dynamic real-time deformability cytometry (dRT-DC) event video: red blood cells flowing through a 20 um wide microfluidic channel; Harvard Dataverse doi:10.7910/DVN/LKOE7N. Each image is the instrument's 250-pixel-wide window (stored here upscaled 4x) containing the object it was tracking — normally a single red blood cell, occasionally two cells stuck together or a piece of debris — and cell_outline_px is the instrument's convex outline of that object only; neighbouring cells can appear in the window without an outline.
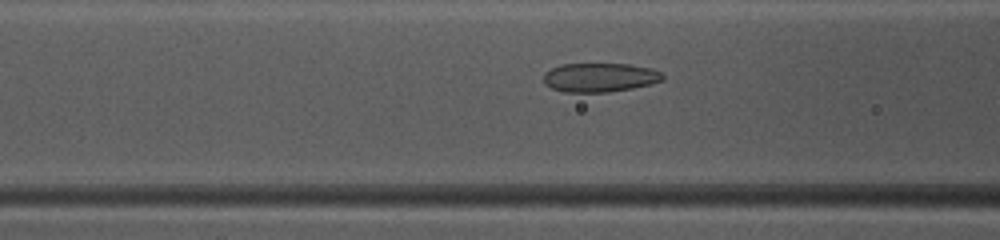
{"species": "common noctule bat (a hibernating species)", "species_latin": "Nyctalus noctula", "temperature_condition": "warm", "stored_images_in_passage": 50, "camera_frame_rate_fps": 3000, "um_per_image_px": 0.085, "animal": {"sex": "female", "body_mass_g": 10.0, "forearm_length_mm": 53.1}, "frame": {"image": 1, "passage_image": 20, "time_ms": 6.333, "image_size_px": [1000, 240], "cell_outline_px": [[664, 80], [652, 84], [632, 88], [608, 92], [564, 92], [552, 88], [544, 84], [544, 72], [560, 64], [628, 64], [652, 68], [660, 72], [664, 76]], "centroid_in_image_um": [50.99, 6.58], "position_along_channel_um": 115.6, "area_um2": 20.23}}
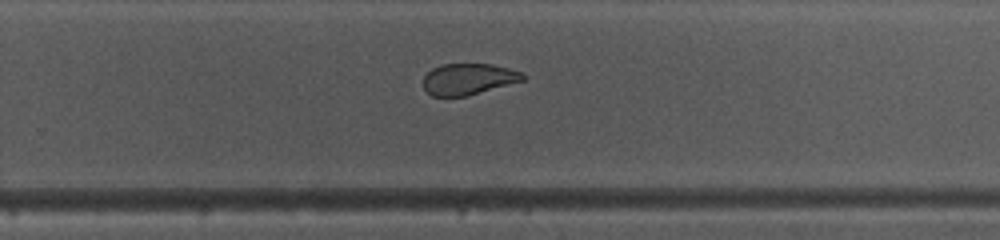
{"frame": {"image": 2, "passage_image": 33, "time_ms": 10.667, "image_size_px": [1000, 240], "cell_outline_px": [[528, 76], [524, 80], [468, 96], [432, 96], [424, 88], [424, 76], [432, 68], [440, 64], [492, 64], [508, 68], [520, 72]], "centroid_in_image_um": [39.82, 6.72], "position_along_channel_um": 290.0, "area_um2": 18.15}}
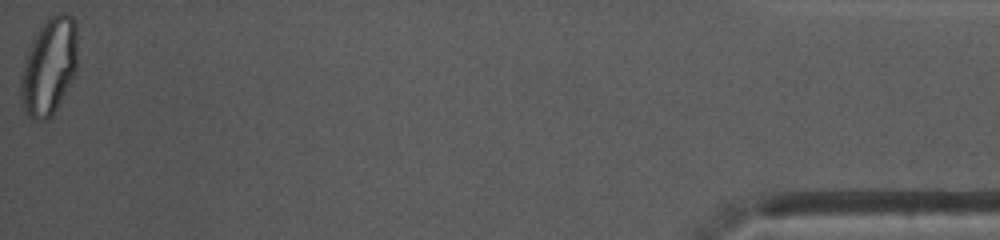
{"frame": {"image": 3, "passage_image": 50, "time_ms": 16.333, "image_size_px": [1000, 240], "cell_outline_px": [[76, 72], [52, 116], [48, 120], [32, 120], [24, 112], [20, 96], [20, 76], [28, 52], [36, 32], [48, 16], [60, 12], [68, 12], [76, 20]], "centroid_in_image_um": [4.16, 5.64], "position_along_channel_um": 431.0, "area_um2": 32.25}, "authors_computed_cell_mechanics": {"area_um2": 22.5998, "velocity_mm_per_s": 4.0215, "shape_relaxation_time_tau1_ms": null, "shape_relaxation_time_tau2_ms": 1.2214, "deformation_change_tau1": null, "deformation_change_tau2": 0.0742}}